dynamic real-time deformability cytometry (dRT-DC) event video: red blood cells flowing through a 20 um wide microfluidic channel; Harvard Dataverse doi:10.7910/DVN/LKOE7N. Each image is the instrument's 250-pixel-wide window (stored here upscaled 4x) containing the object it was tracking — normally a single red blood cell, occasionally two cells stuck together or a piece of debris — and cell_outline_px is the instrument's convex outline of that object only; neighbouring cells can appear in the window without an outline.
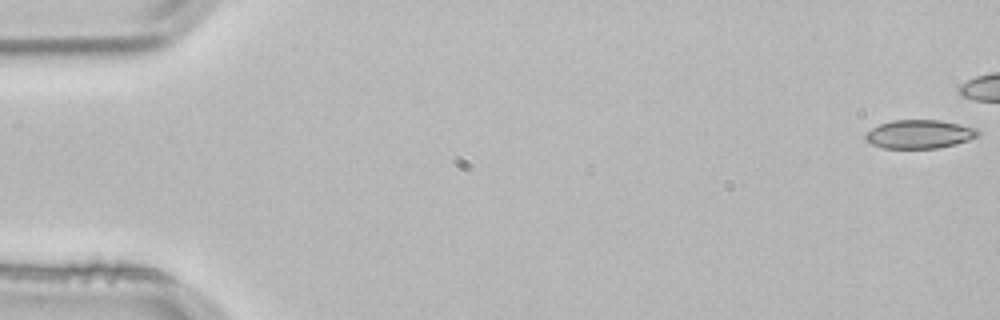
{"species": "common noctule bat (a hibernating species)", "species_latin": "Nyctalus noctula", "temperature_condition": "room temperature", "stored_images_in_passage": 4, "camera_frame_rate_fps": 3000, "um_per_image_px": 0.085, "animal": {"sex": "male", "body_mass_g": 21.5, "forearm_length_mm": 52.0}, "frame": {"image": 1, "passage_image": 1, "time_ms": 0.0, "image_size_px": [1000, 320], "cell_outline_px": [[980, 132], [976, 136], [968, 140], [956, 144], [936, 148], [884, 148], [872, 144], [864, 136], [872, 128], [880, 124], [892, 120], [940, 120], [960, 124], [976, 128]], "centroid_in_image_um": [78.16, 11.4], "position_along_channel_um": 6.8, "area_um2": 18.55}}